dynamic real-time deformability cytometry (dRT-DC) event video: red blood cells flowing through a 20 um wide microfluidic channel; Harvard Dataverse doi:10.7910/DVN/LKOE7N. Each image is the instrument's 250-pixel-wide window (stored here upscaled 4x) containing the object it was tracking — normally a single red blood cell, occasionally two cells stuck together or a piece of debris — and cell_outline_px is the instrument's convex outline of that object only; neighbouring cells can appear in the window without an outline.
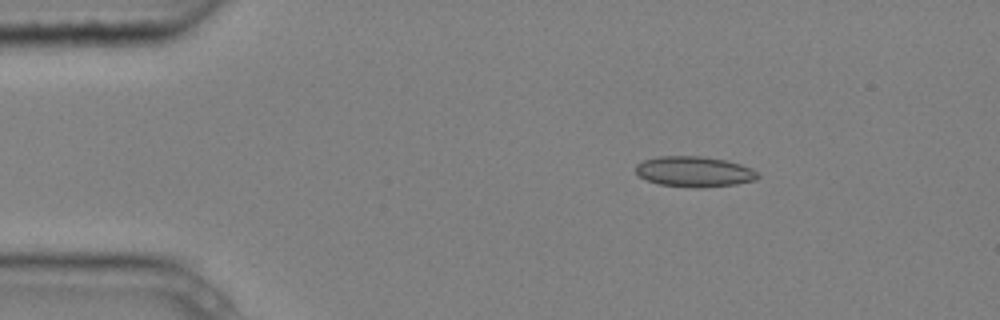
{"species": "common noctule bat (a hibernating species)", "species_latin": "Nyctalus noctula", "temperature_condition": "cold", "stored_images_in_passage": 5, "camera_frame_rate_fps": 3000, "um_per_image_px": 0.085, "animal": {"sex": "male", "body_mass_g": 20.4}, "frame": {"image": 1, "passage_image": 2, "time_ms": 0.333, "image_size_px": [1000, 320], "cell_outline_px": [[760, 176], [756, 180], [736, 184], [696, 188], [660, 184], [648, 180], [640, 176], [636, 172], [636, 164], [644, 160], [660, 156], [700, 156], [724, 160], [740, 164], [752, 168]], "centroid_in_image_um": [59.03, 14.59], "position_along_channel_um": 26.0, "area_um2": 21.5}}
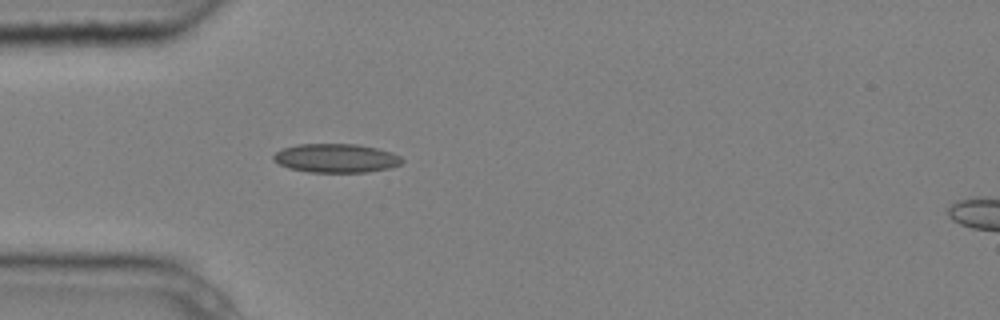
{"frame": {"image": 2, "passage_image": 4, "time_ms": 1.0, "image_size_px": [1000, 320], "cell_outline_px": [[404, 160], [400, 164], [392, 168], [368, 172], [308, 172], [288, 168], [272, 160], [272, 156], [276, 152], [284, 148], [296, 144], [356, 144], [376, 148], [392, 152], [400, 156]], "centroid_in_image_um": [28.57, 13.45], "position_along_channel_um": 56.4, "area_um2": 21.73}}